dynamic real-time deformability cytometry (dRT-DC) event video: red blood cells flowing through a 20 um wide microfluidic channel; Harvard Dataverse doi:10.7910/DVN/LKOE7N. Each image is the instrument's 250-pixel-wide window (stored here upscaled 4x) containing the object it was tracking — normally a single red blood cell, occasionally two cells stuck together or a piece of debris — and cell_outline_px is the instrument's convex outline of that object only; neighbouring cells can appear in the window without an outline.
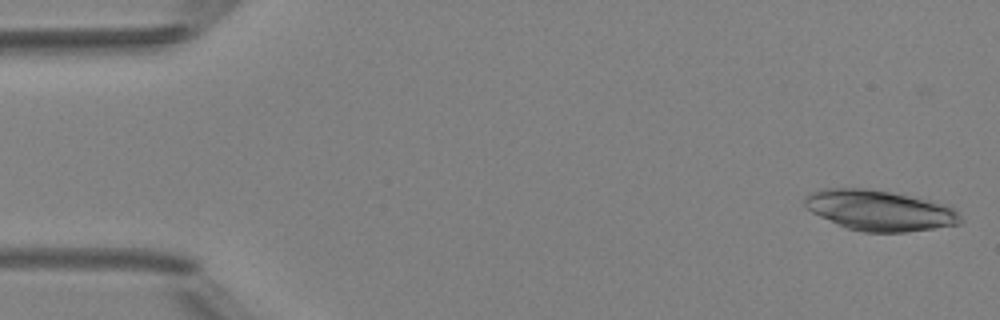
{"species": "Egyptian fruit bat (a non-hibernating species)", "species_latin": "Rousettus aegyptiacus", "temperature_condition": "room temperature", "stored_images_in_passage": 48, "camera_frame_rate_fps": 3000, "um_per_image_px": 0.085, "animal": {"sex": "female"}, "frame": {"image": 1, "passage_image": 1, "time_ms": 0.0, "image_size_px": [1000, 320], "cell_outline_px": [[964, 220], [960, 224], [904, 232], [864, 232], [848, 228], [820, 216], [812, 212], [804, 204], [804, 196], [820, 188], [864, 188], [892, 192], [948, 204], [956, 208]], "centroid_in_image_um": [74.81, 17.87], "position_along_channel_um": 10.2, "area_um2": 36.82}}
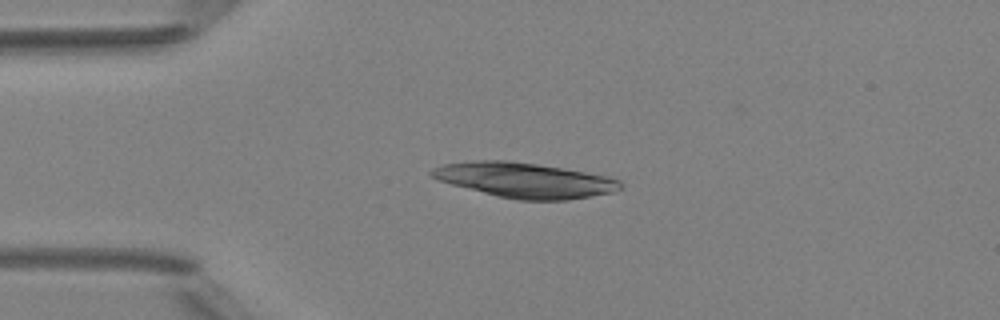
{"frame": {"image": 2, "passage_image": 11, "time_ms": 3.333, "image_size_px": [1000, 320], "cell_outline_px": [[624, 184], [620, 188], [612, 192], [568, 200], [520, 200], [496, 196], [452, 184], [440, 180], [432, 176], [428, 172], [432, 168], [444, 164], [476, 160], [508, 160], [536, 164], [608, 176], [620, 180]], "centroid_in_image_um": [44.59, 15.31], "position_along_channel_um": 40.4, "area_um2": 38.21}}